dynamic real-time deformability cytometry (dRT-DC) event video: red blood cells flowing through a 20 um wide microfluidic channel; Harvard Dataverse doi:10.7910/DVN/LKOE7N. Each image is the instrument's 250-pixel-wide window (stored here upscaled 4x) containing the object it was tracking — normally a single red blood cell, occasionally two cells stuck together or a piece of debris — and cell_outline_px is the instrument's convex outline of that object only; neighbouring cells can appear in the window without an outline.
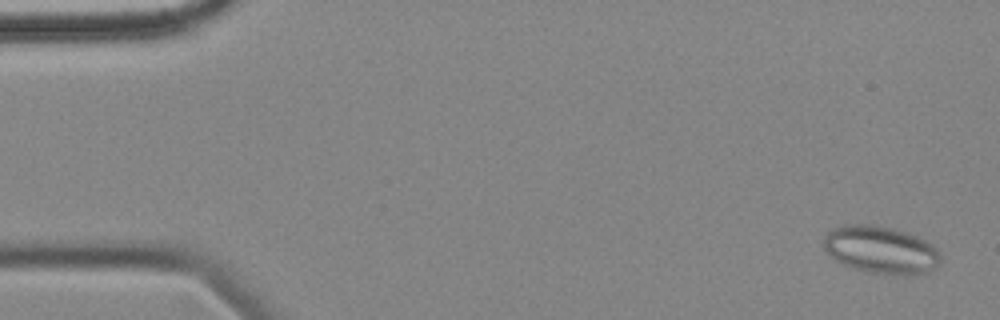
{"species": "common noctule bat (a hibernating species)", "species_latin": "Nyctalus noctula", "temperature_condition": "cold", "stored_images_in_passage": 57, "segment_of_instrument_passage": [1, 2], "camera_frame_rate_fps": 3000, "um_per_image_px": 0.085, "animal": {"sex": "female", "body_mass_g": 18.4}, "frame": {"image": 1, "passage_image": 2, "time_ms": 0.333, "image_size_px": [1000, 320], "cell_outline_px": [[940, 264], [936, 268], [928, 272], [908, 276], [868, 272], [852, 268], [828, 256], [824, 248], [824, 236], [832, 228], [844, 224], [876, 224], [908, 232], [932, 244], [936, 248], [940, 256]], "centroid_in_image_um": [74.87, 21.23], "position_along_channel_um": 10.1, "area_um2": 32.83}}